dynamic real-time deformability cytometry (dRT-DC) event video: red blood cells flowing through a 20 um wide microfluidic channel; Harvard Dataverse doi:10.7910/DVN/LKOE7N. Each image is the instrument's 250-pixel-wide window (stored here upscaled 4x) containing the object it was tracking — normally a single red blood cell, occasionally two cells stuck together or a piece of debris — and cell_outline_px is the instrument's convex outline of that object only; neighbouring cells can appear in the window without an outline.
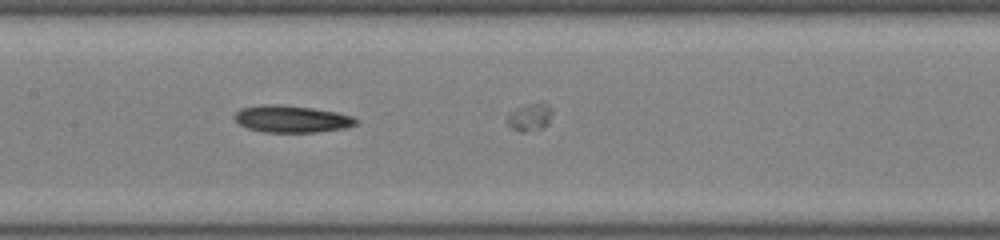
{"species": "common noctule bat (a hibernating species)", "species_latin": "Nyctalus noctula", "temperature_condition": "room temperature", "stored_images_in_passage": 15, "camera_frame_rate_fps": 3000, "um_per_image_px": 0.085, "animal": {"sex": "male", "body_mass_g": 19.0, "forearm_length_mm": 50.8}, "frame": {"image": 1, "passage_image": 9, "time_ms": 2.667, "image_size_px": [1000, 240], "cell_outline_px": [[360, 120], [356, 124], [344, 128], [316, 132], [264, 132], [248, 128], [240, 124], [232, 116], [240, 108], [260, 104], [280, 104], [312, 108], [336, 112], [352, 116]], "centroid_in_image_um": [24.77, 10.1], "position_along_channel_um": 182.6, "area_um2": 19.19}}
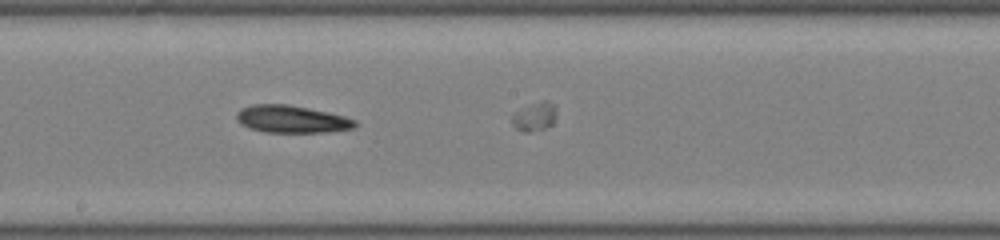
{"frame": {"image": 2, "passage_image": 12, "time_ms": 3.667, "image_size_px": [1000, 240], "cell_outline_px": [[356, 124], [352, 128], [328, 132], [264, 132], [248, 128], [240, 124], [236, 120], [236, 112], [240, 108], [252, 104], [288, 104], [328, 112], [344, 116], [356, 120]], "centroid_in_image_um": [24.73, 10.12], "position_along_channel_um": 223.5, "area_um2": 19.02}}